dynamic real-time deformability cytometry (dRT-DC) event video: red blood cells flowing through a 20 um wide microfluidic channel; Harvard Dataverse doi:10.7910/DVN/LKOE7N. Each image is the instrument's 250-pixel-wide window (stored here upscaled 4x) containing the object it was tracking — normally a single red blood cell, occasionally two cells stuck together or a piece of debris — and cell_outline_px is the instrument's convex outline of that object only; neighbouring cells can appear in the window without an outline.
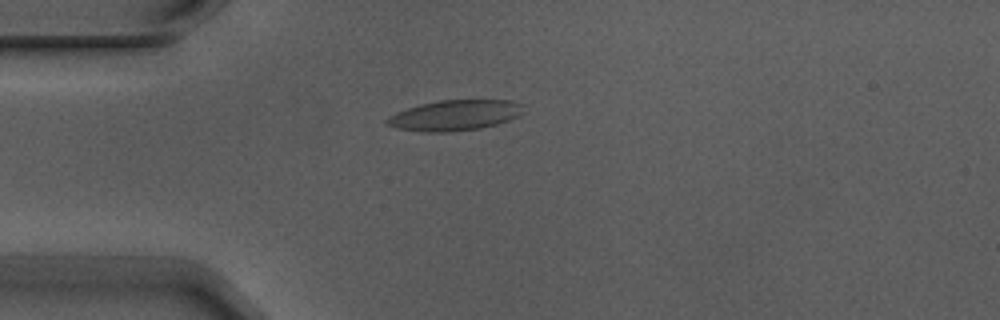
{"species": "Egyptian fruit bat (a non-hibernating species)", "species_latin": "Rousettus aegyptiacus", "temperature_condition": "warm", "stored_images_in_passage": 4, "camera_frame_rate_fps": 3000, "um_per_image_px": 0.085, "animal": {"sex": "male"}, "frame": {"image": 1, "passage_image": 4, "time_ms": 1.0, "image_size_px": [1000, 320], "cell_outline_px": [[524, 104], [520, 116], [496, 124], [480, 128], [444, 132], [428, 132], [396, 128], [388, 124], [384, 120], [388, 116], [396, 112], [420, 104], [440, 100], [512, 100]], "centroid_in_image_um": [38.67, 9.79], "position_along_channel_um": 46.3, "area_um2": 24.16}}